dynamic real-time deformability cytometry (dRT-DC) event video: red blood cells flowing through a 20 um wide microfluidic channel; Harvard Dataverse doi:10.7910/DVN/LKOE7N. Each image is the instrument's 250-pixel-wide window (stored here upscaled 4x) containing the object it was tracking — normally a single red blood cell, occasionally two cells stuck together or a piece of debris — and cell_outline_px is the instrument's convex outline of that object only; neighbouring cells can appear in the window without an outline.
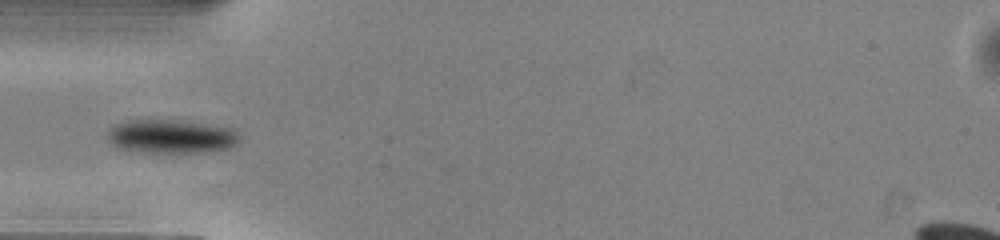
{"species": "common noctule bat (a hibernating species)", "species_latin": "Nyctalus noctula", "temperature_condition": "warm", "stored_images_in_passage": 40, "camera_frame_rate_fps": 3000, "um_per_image_px": 0.085, "animal": {"sex": "male", "body_mass_g": 13.0, "forearm_length_mm": 53.1}, "frame": {"image": 1, "passage_image": 6, "time_ms": 1.667, "image_size_px": [1000, 240], "cell_outline_px": [[240, 140], [236, 144], [228, 148], [204, 152], [136, 152], [116, 148], [108, 140], [108, 132], [116, 124], [132, 120], [172, 120], [204, 124], [232, 128], [240, 136]], "centroid_in_image_um": [14.53, 11.61], "position_along_channel_um": 70.5, "area_um2": 25.72}}
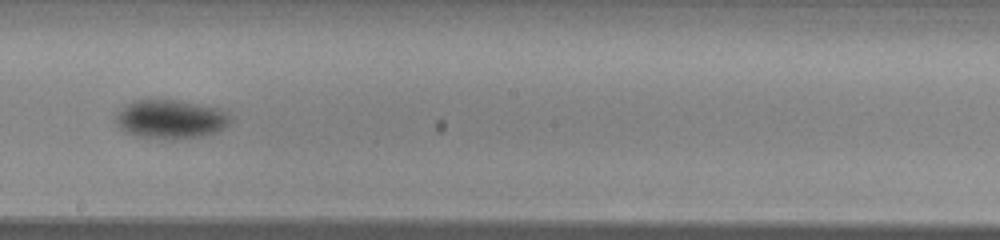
{"frame": {"image": 2, "passage_image": 18, "time_ms": 5.667, "image_size_px": [1000, 240], "cell_outline_px": [[232, 120], [224, 128], [216, 132], [200, 136], [172, 140], [136, 136], [120, 128], [116, 120], [116, 116], [128, 104], [136, 100], [172, 100], [220, 108], [228, 112], [232, 116]], "centroid_in_image_um": [14.57, 10.15], "position_along_channel_um": 233.6, "area_um2": 25.66}}
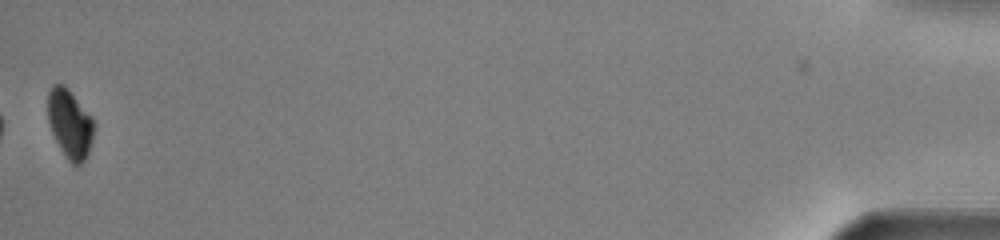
{"frame": {"image": 3, "passage_image": 40, "time_ms": 13.0, "image_size_px": [1000, 240], "cell_outline_px": [[92, 140], [88, 152], [84, 160], [80, 164], [72, 164], [68, 160], [60, 148], [52, 132], [48, 120], [48, 92], [52, 84], [64, 84], [68, 88], [92, 116]], "centroid_in_image_um": [5.92, 10.48], "position_along_channel_um": 429.3, "area_um2": 18.21}, "authors_computed_cell_mechanics": {"area_um2": 24.9696, "velocity_mm_per_s": 4.0778, "shape_relaxation_time_tau1_ms": 1.5771, "shape_relaxation_time_tau2_ms": null, "deformation_change_tau1": 0.1031, "deformation_change_tau2": null}}